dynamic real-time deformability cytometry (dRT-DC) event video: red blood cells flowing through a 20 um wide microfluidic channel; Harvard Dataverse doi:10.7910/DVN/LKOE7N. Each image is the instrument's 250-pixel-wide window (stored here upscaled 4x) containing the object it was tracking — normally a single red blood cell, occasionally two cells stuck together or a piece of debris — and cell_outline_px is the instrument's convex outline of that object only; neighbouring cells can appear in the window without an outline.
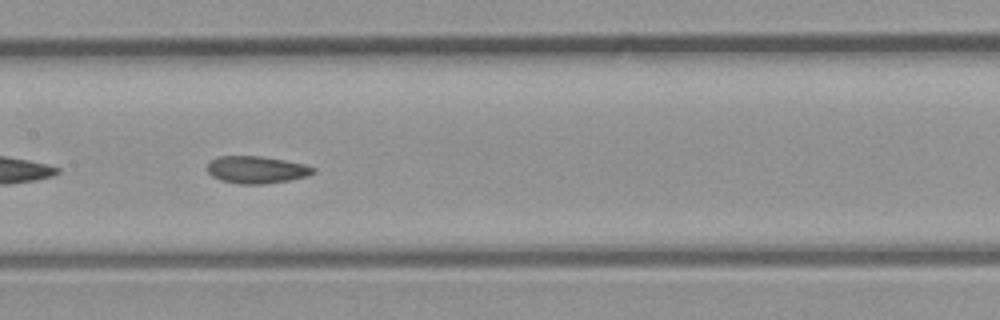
{"species": "common noctule bat (a hibernating species)", "species_latin": "Nyctalus noctula", "temperature_condition": "room temperature", "stored_images_in_passage": 27, "camera_frame_rate_fps": 3000, "um_per_image_px": 0.085, "animal": {"sex": "male", "body_mass_g": 23.1, "forearm_length_mm": 52.7}, "frame": {"image": 1, "passage_image": 8, "time_ms": 2.333, "image_size_px": [1000, 320], "cell_outline_px": [[316, 172], [308, 176], [288, 180], [264, 184], [240, 184], [220, 180], [212, 176], [208, 172], [208, 164], [216, 156], [260, 156], [284, 160], [304, 164], [316, 168]], "centroid_in_image_um": [21.82, 14.43], "position_along_channel_um": 185.6, "area_um2": 16.82}}
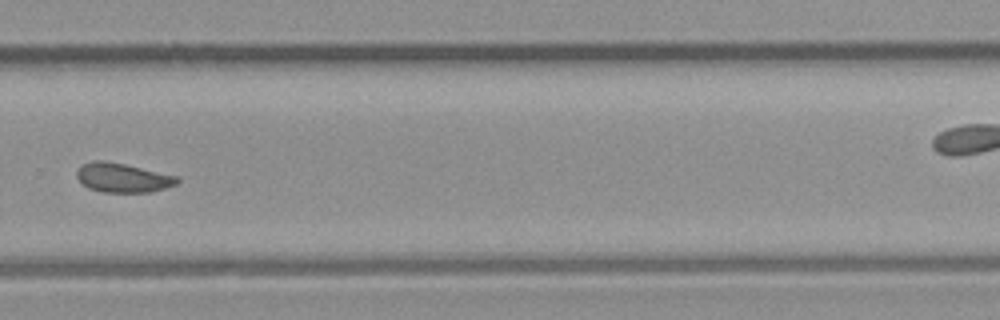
{"frame": {"image": 2, "passage_image": 16, "time_ms": 5.0, "image_size_px": [1000, 320], "cell_outline_px": [[180, 180], [176, 184], [152, 192], [100, 192], [88, 188], [76, 176], [76, 172], [80, 164], [92, 160], [104, 160], [124, 164], [176, 176]], "centroid_in_image_um": [10.38, 15.1], "position_along_channel_um": 319.4, "area_um2": 17.05}}